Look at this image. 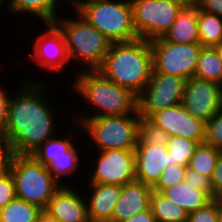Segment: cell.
<instances>
[{
	"label": "cell",
	"instance_id": "obj_12",
	"mask_svg": "<svg viewBox=\"0 0 222 222\" xmlns=\"http://www.w3.org/2000/svg\"><path fill=\"white\" fill-rule=\"evenodd\" d=\"M182 104L193 117L206 123L222 108V86L212 81L189 78Z\"/></svg>",
	"mask_w": 222,
	"mask_h": 222
},
{
	"label": "cell",
	"instance_id": "obj_2",
	"mask_svg": "<svg viewBox=\"0 0 222 222\" xmlns=\"http://www.w3.org/2000/svg\"><path fill=\"white\" fill-rule=\"evenodd\" d=\"M98 71L115 84L130 89L139 96L150 81L153 71L150 41L137 38L111 43Z\"/></svg>",
	"mask_w": 222,
	"mask_h": 222
},
{
	"label": "cell",
	"instance_id": "obj_32",
	"mask_svg": "<svg viewBox=\"0 0 222 222\" xmlns=\"http://www.w3.org/2000/svg\"><path fill=\"white\" fill-rule=\"evenodd\" d=\"M203 143L222 150V108L205 123Z\"/></svg>",
	"mask_w": 222,
	"mask_h": 222
},
{
	"label": "cell",
	"instance_id": "obj_18",
	"mask_svg": "<svg viewBox=\"0 0 222 222\" xmlns=\"http://www.w3.org/2000/svg\"><path fill=\"white\" fill-rule=\"evenodd\" d=\"M86 198L89 220L92 222H112L115 205L119 200L121 186L102 183H88ZM89 199V200H88Z\"/></svg>",
	"mask_w": 222,
	"mask_h": 222
},
{
	"label": "cell",
	"instance_id": "obj_20",
	"mask_svg": "<svg viewBox=\"0 0 222 222\" xmlns=\"http://www.w3.org/2000/svg\"><path fill=\"white\" fill-rule=\"evenodd\" d=\"M188 214L205 207L212 199L203 191L195 189L185 180L161 192Z\"/></svg>",
	"mask_w": 222,
	"mask_h": 222
},
{
	"label": "cell",
	"instance_id": "obj_27",
	"mask_svg": "<svg viewBox=\"0 0 222 222\" xmlns=\"http://www.w3.org/2000/svg\"><path fill=\"white\" fill-rule=\"evenodd\" d=\"M222 150L201 143L189 161L188 167L211 179Z\"/></svg>",
	"mask_w": 222,
	"mask_h": 222
},
{
	"label": "cell",
	"instance_id": "obj_41",
	"mask_svg": "<svg viewBox=\"0 0 222 222\" xmlns=\"http://www.w3.org/2000/svg\"><path fill=\"white\" fill-rule=\"evenodd\" d=\"M37 222H59L55 217H53L48 211L43 209L38 218Z\"/></svg>",
	"mask_w": 222,
	"mask_h": 222
},
{
	"label": "cell",
	"instance_id": "obj_11",
	"mask_svg": "<svg viewBox=\"0 0 222 222\" xmlns=\"http://www.w3.org/2000/svg\"><path fill=\"white\" fill-rule=\"evenodd\" d=\"M98 156L89 183L123 186L136 180L135 150H105Z\"/></svg>",
	"mask_w": 222,
	"mask_h": 222
},
{
	"label": "cell",
	"instance_id": "obj_16",
	"mask_svg": "<svg viewBox=\"0 0 222 222\" xmlns=\"http://www.w3.org/2000/svg\"><path fill=\"white\" fill-rule=\"evenodd\" d=\"M72 186H61L45 208L59 222H89L86 198Z\"/></svg>",
	"mask_w": 222,
	"mask_h": 222
},
{
	"label": "cell",
	"instance_id": "obj_10",
	"mask_svg": "<svg viewBox=\"0 0 222 222\" xmlns=\"http://www.w3.org/2000/svg\"><path fill=\"white\" fill-rule=\"evenodd\" d=\"M186 83L184 78L152 73L147 86L138 96L140 116L149 118L158 110L181 104Z\"/></svg>",
	"mask_w": 222,
	"mask_h": 222
},
{
	"label": "cell",
	"instance_id": "obj_25",
	"mask_svg": "<svg viewBox=\"0 0 222 222\" xmlns=\"http://www.w3.org/2000/svg\"><path fill=\"white\" fill-rule=\"evenodd\" d=\"M194 77L212 81L222 86V62L214 47H203Z\"/></svg>",
	"mask_w": 222,
	"mask_h": 222
},
{
	"label": "cell",
	"instance_id": "obj_23",
	"mask_svg": "<svg viewBox=\"0 0 222 222\" xmlns=\"http://www.w3.org/2000/svg\"><path fill=\"white\" fill-rule=\"evenodd\" d=\"M150 208L157 222H187L188 213L161 192L152 191Z\"/></svg>",
	"mask_w": 222,
	"mask_h": 222
},
{
	"label": "cell",
	"instance_id": "obj_34",
	"mask_svg": "<svg viewBox=\"0 0 222 222\" xmlns=\"http://www.w3.org/2000/svg\"><path fill=\"white\" fill-rule=\"evenodd\" d=\"M16 198L15 182L9 170L0 171V206L5 207Z\"/></svg>",
	"mask_w": 222,
	"mask_h": 222
},
{
	"label": "cell",
	"instance_id": "obj_1",
	"mask_svg": "<svg viewBox=\"0 0 222 222\" xmlns=\"http://www.w3.org/2000/svg\"><path fill=\"white\" fill-rule=\"evenodd\" d=\"M46 87L40 81L25 80L18 90L20 92L11 96L5 132L10 138L14 154L31 155L57 131L56 115L44 94Z\"/></svg>",
	"mask_w": 222,
	"mask_h": 222
},
{
	"label": "cell",
	"instance_id": "obj_33",
	"mask_svg": "<svg viewBox=\"0 0 222 222\" xmlns=\"http://www.w3.org/2000/svg\"><path fill=\"white\" fill-rule=\"evenodd\" d=\"M187 222H219V205L215 200L188 214Z\"/></svg>",
	"mask_w": 222,
	"mask_h": 222
},
{
	"label": "cell",
	"instance_id": "obj_46",
	"mask_svg": "<svg viewBox=\"0 0 222 222\" xmlns=\"http://www.w3.org/2000/svg\"><path fill=\"white\" fill-rule=\"evenodd\" d=\"M3 3H6V1H5V0H0V6H2ZM1 9H2V8H0V10H1Z\"/></svg>",
	"mask_w": 222,
	"mask_h": 222
},
{
	"label": "cell",
	"instance_id": "obj_26",
	"mask_svg": "<svg viewBox=\"0 0 222 222\" xmlns=\"http://www.w3.org/2000/svg\"><path fill=\"white\" fill-rule=\"evenodd\" d=\"M42 210V208L16 197L1 209L0 222H37Z\"/></svg>",
	"mask_w": 222,
	"mask_h": 222
},
{
	"label": "cell",
	"instance_id": "obj_5",
	"mask_svg": "<svg viewBox=\"0 0 222 222\" xmlns=\"http://www.w3.org/2000/svg\"><path fill=\"white\" fill-rule=\"evenodd\" d=\"M76 14L78 19L58 17L53 23L64 36L69 60L87 67L83 70H98L112 42L77 12Z\"/></svg>",
	"mask_w": 222,
	"mask_h": 222
},
{
	"label": "cell",
	"instance_id": "obj_3",
	"mask_svg": "<svg viewBox=\"0 0 222 222\" xmlns=\"http://www.w3.org/2000/svg\"><path fill=\"white\" fill-rule=\"evenodd\" d=\"M74 77L76 79L71 88L96 110L94 114L80 115L78 119L139 113L138 96L130 89L115 84L98 70H79Z\"/></svg>",
	"mask_w": 222,
	"mask_h": 222
},
{
	"label": "cell",
	"instance_id": "obj_44",
	"mask_svg": "<svg viewBox=\"0 0 222 222\" xmlns=\"http://www.w3.org/2000/svg\"><path fill=\"white\" fill-rule=\"evenodd\" d=\"M218 205L222 206V191L214 199Z\"/></svg>",
	"mask_w": 222,
	"mask_h": 222
},
{
	"label": "cell",
	"instance_id": "obj_37",
	"mask_svg": "<svg viewBox=\"0 0 222 222\" xmlns=\"http://www.w3.org/2000/svg\"><path fill=\"white\" fill-rule=\"evenodd\" d=\"M10 96V97H9ZM11 95L0 87V129L5 131L8 123V113Z\"/></svg>",
	"mask_w": 222,
	"mask_h": 222
},
{
	"label": "cell",
	"instance_id": "obj_42",
	"mask_svg": "<svg viewBox=\"0 0 222 222\" xmlns=\"http://www.w3.org/2000/svg\"><path fill=\"white\" fill-rule=\"evenodd\" d=\"M187 6H196L200 0H179Z\"/></svg>",
	"mask_w": 222,
	"mask_h": 222
},
{
	"label": "cell",
	"instance_id": "obj_24",
	"mask_svg": "<svg viewBox=\"0 0 222 222\" xmlns=\"http://www.w3.org/2000/svg\"><path fill=\"white\" fill-rule=\"evenodd\" d=\"M199 41L203 47H215L222 42V18L197 7Z\"/></svg>",
	"mask_w": 222,
	"mask_h": 222
},
{
	"label": "cell",
	"instance_id": "obj_31",
	"mask_svg": "<svg viewBox=\"0 0 222 222\" xmlns=\"http://www.w3.org/2000/svg\"><path fill=\"white\" fill-rule=\"evenodd\" d=\"M186 170V166L180 165H171L169 167H165L159 180L152 187V190L162 192L163 190L184 181Z\"/></svg>",
	"mask_w": 222,
	"mask_h": 222
},
{
	"label": "cell",
	"instance_id": "obj_14",
	"mask_svg": "<svg viewBox=\"0 0 222 222\" xmlns=\"http://www.w3.org/2000/svg\"><path fill=\"white\" fill-rule=\"evenodd\" d=\"M149 119L164 129L170 136L183 137L195 141H204L205 123L193 117L179 104L154 112Z\"/></svg>",
	"mask_w": 222,
	"mask_h": 222
},
{
	"label": "cell",
	"instance_id": "obj_6",
	"mask_svg": "<svg viewBox=\"0 0 222 222\" xmlns=\"http://www.w3.org/2000/svg\"><path fill=\"white\" fill-rule=\"evenodd\" d=\"M8 170L15 182L16 197L42 209L61 187L48 168L32 155L14 154Z\"/></svg>",
	"mask_w": 222,
	"mask_h": 222
},
{
	"label": "cell",
	"instance_id": "obj_22",
	"mask_svg": "<svg viewBox=\"0 0 222 222\" xmlns=\"http://www.w3.org/2000/svg\"><path fill=\"white\" fill-rule=\"evenodd\" d=\"M79 149L72 143L71 139L51 137L38 147L31 155L45 167L52 159L79 158Z\"/></svg>",
	"mask_w": 222,
	"mask_h": 222
},
{
	"label": "cell",
	"instance_id": "obj_45",
	"mask_svg": "<svg viewBox=\"0 0 222 222\" xmlns=\"http://www.w3.org/2000/svg\"><path fill=\"white\" fill-rule=\"evenodd\" d=\"M219 222H222V206L219 205Z\"/></svg>",
	"mask_w": 222,
	"mask_h": 222
},
{
	"label": "cell",
	"instance_id": "obj_39",
	"mask_svg": "<svg viewBox=\"0 0 222 222\" xmlns=\"http://www.w3.org/2000/svg\"><path fill=\"white\" fill-rule=\"evenodd\" d=\"M196 6L199 10L212 13L222 18V0H200Z\"/></svg>",
	"mask_w": 222,
	"mask_h": 222
},
{
	"label": "cell",
	"instance_id": "obj_43",
	"mask_svg": "<svg viewBox=\"0 0 222 222\" xmlns=\"http://www.w3.org/2000/svg\"><path fill=\"white\" fill-rule=\"evenodd\" d=\"M216 49V51L218 52L219 54V57L221 59V62H222V42L220 44H218L217 46L214 47Z\"/></svg>",
	"mask_w": 222,
	"mask_h": 222
},
{
	"label": "cell",
	"instance_id": "obj_9",
	"mask_svg": "<svg viewBox=\"0 0 222 222\" xmlns=\"http://www.w3.org/2000/svg\"><path fill=\"white\" fill-rule=\"evenodd\" d=\"M130 2L137 36L148 41L163 37L186 6L179 0H130Z\"/></svg>",
	"mask_w": 222,
	"mask_h": 222
},
{
	"label": "cell",
	"instance_id": "obj_40",
	"mask_svg": "<svg viewBox=\"0 0 222 222\" xmlns=\"http://www.w3.org/2000/svg\"><path fill=\"white\" fill-rule=\"evenodd\" d=\"M122 222H157V220L153 215L151 208H149L144 212L132 215L130 218Z\"/></svg>",
	"mask_w": 222,
	"mask_h": 222
},
{
	"label": "cell",
	"instance_id": "obj_30",
	"mask_svg": "<svg viewBox=\"0 0 222 222\" xmlns=\"http://www.w3.org/2000/svg\"><path fill=\"white\" fill-rule=\"evenodd\" d=\"M80 158H61L52 159L51 162L46 166L49 172L52 174L54 179L61 185V181L65 176L73 175L75 170L80 167ZM79 166V167H78ZM63 177V178H62Z\"/></svg>",
	"mask_w": 222,
	"mask_h": 222
},
{
	"label": "cell",
	"instance_id": "obj_21",
	"mask_svg": "<svg viewBox=\"0 0 222 222\" xmlns=\"http://www.w3.org/2000/svg\"><path fill=\"white\" fill-rule=\"evenodd\" d=\"M60 0H6L7 9L11 15L34 14L43 23H53L59 16L57 8ZM57 10V11H56Z\"/></svg>",
	"mask_w": 222,
	"mask_h": 222
},
{
	"label": "cell",
	"instance_id": "obj_7",
	"mask_svg": "<svg viewBox=\"0 0 222 222\" xmlns=\"http://www.w3.org/2000/svg\"><path fill=\"white\" fill-rule=\"evenodd\" d=\"M139 113L110 115L89 119H77L78 125L87 132L89 140L98 151L119 149L135 150L138 142Z\"/></svg>",
	"mask_w": 222,
	"mask_h": 222
},
{
	"label": "cell",
	"instance_id": "obj_17",
	"mask_svg": "<svg viewBox=\"0 0 222 222\" xmlns=\"http://www.w3.org/2000/svg\"><path fill=\"white\" fill-rule=\"evenodd\" d=\"M152 191L151 186L137 180L121 186L112 222H122L134 214L148 210Z\"/></svg>",
	"mask_w": 222,
	"mask_h": 222
},
{
	"label": "cell",
	"instance_id": "obj_13",
	"mask_svg": "<svg viewBox=\"0 0 222 222\" xmlns=\"http://www.w3.org/2000/svg\"><path fill=\"white\" fill-rule=\"evenodd\" d=\"M46 26L45 32L36 37L33 53L29 58H33L35 64L44 70L64 69L66 63H69L64 36L60 29L54 23H44Z\"/></svg>",
	"mask_w": 222,
	"mask_h": 222
},
{
	"label": "cell",
	"instance_id": "obj_19",
	"mask_svg": "<svg viewBox=\"0 0 222 222\" xmlns=\"http://www.w3.org/2000/svg\"><path fill=\"white\" fill-rule=\"evenodd\" d=\"M166 41L191 44L200 43L197 23V6H185L170 29L163 35Z\"/></svg>",
	"mask_w": 222,
	"mask_h": 222
},
{
	"label": "cell",
	"instance_id": "obj_35",
	"mask_svg": "<svg viewBox=\"0 0 222 222\" xmlns=\"http://www.w3.org/2000/svg\"><path fill=\"white\" fill-rule=\"evenodd\" d=\"M185 181L189 185L193 186L195 189L205 192L212 200L215 199L213 197V188L211 185L210 178L205 177L202 174L198 173L197 171L187 167L185 173Z\"/></svg>",
	"mask_w": 222,
	"mask_h": 222
},
{
	"label": "cell",
	"instance_id": "obj_15",
	"mask_svg": "<svg viewBox=\"0 0 222 222\" xmlns=\"http://www.w3.org/2000/svg\"><path fill=\"white\" fill-rule=\"evenodd\" d=\"M170 166L167 147L155 144L137 143L135 147L136 180L153 187L165 167Z\"/></svg>",
	"mask_w": 222,
	"mask_h": 222
},
{
	"label": "cell",
	"instance_id": "obj_28",
	"mask_svg": "<svg viewBox=\"0 0 222 222\" xmlns=\"http://www.w3.org/2000/svg\"><path fill=\"white\" fill-rule=\"evenodd\" d=\"M201 143H203V141H195L183 137L170 136L167 143L170 166L180 165L188 167L191 157Z\"/></svg>",
	"mask_w": 222,
	"mask_h": 222
},
{
	"label": "cell",
	"instance_id": "obj_38",
	"mask_svg": "<svg viewBox=\"0 0 222 222\" xmlns=\"http://www.w3.org/2000/svg\"><path fill=\"white\" fill-rule=\"evenodd\" d=\"M213 197L215 198L222 191V153L217 160L214 172L211 177Z\"/></svg>",
	"mask_w": 222,
	"mask_h": 222
},
{
	"label": "cell",
	"instance_id": "obj_36",
	"mask_svg": "<svg viewBox=\"0 0 222 222\" xmlns=\"http://www.w3.org/2000/svg\"><path fill=\"white\" fill-rule=\"evenodd\" d=\"M14 151L7 133L0 129V171H6L11 165Z\"/></svg>",
	"mask_w": 222,
	"mask_h": 222
},
{
	"label": "cell",
	"instance_id": "obj_8",
	"mask_svg": "<svg viewBox=\"0 0 222 222\" xmlns=\"http://www.w3.org/2000/svg\"><path fill=\"white\" fill-rule=\"evenodd\" d=\"M153 55L152 73L172 75L188 80L194 77L203 46L200 43L181 44L163 37L150 40Z\"/></svg>",
	"mask_w": 222,
	"mask_h": 222
},
{
	"label": "cell",
	"instance_id": "obj_4",
	"mask_svg": "<svg viewBox=\"0 0 222 222\" xmlns=\"http://www.w3.org/2000/svg\"><path fill=\"white\" fill-rule=\"evenodd\" d=\"M88 23L113 42L137 38L130 0H64Z\"/></svg>",
	"mask_w": 222,
	"mask_h": 222
},
{
	"label": "cell",
	"instance_id": "obj_29",
	"mask_svg": "<svg viewBox=\"0 0 222 222\" xmlns=\"http://www.w3.org/2000/svg\"><path fill=\"white\" fill-rule=\"evenodd\" d=\"M170 135L149 118L141 117L138 124V142L167 147Z\"/></svg>",
	"mask_w": 222,
	"mask_h": 222
}]
</instances>
